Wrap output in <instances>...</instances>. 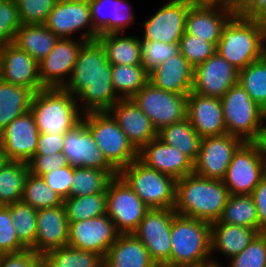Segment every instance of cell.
<instances>
[{"label":"cell","mask_w":266,"mask_h":267,"mask_svg":"<svg viewBox=\"0 0 266 267\" xmlns=\"http://www.w3.org/2000/svg\"><path fill=\"white\" fill-rule=\"evenodd\" d=\"M111 71L102 44L97 39L85 41L63 89L81 103L83 113L109 111L120 100L112 87Z\"/></svg>","instance_id":"6da1fadb"},{"label":"cell","mask_w":266,"mask_h":267,"mask_svg":"<svg viewBox=\"0 0 266 267\" xmlns=\"http://www.w3.org/2000/svg\"><path fill=\"white\" fill-rule=\"evenodd\" d=\"M229 195L223 180L191 173L176 180L174 210L176 214L213 223L222 216Z\"/></svg>","instance_id":"7a4b0ae2"},{"label":"cell","mask_w":266,"mask_h":267,"mask_svg":"<svg viewBox=\"0 0 266 267\" xmlns=\"http://www.w3.org/2000/svg\"><path fill=\"white\" fill-rule=\"evenodd\" d=\"M171 257L163 267H207L222 263L211 255V223L175 214L171 224Z\"/></svg>","instance_id":"3957f363"},{"label":"cell","mask_w":266,"mask_h":267,"mask_svg":"<svg viewBox=\"0 0 266 267\" xmlns=\"http://www.w3.org/2000/svg\"><path fill=\"white\" fill-rule=\"evenodd\" d=\"M216 51L239 71L266 53V35L258 20L234 15L224 26Z\"/></svg>","instance_id":"277c9868"},{"label":"cell","mask_w":266,"mask_h":267,"mask_svg":"<svg viewBox=\"0 0 266 267\" xmlns=\"http://www.w3.org/2000/svg\"><path fill=\"white\" fill-rule=\"evenodd\" d=\"M30 112L39 133L65 135L82 122L76 98L63 88H43L33 96Z\"/></svg>","instance_id":"5b68a950"},{"label":"cell","mask_w":266,"mask_h":267,"mask_svg":"<svg viewBox=\"0 0 266 267\" xmlns=\"http://www.w3.org/2000/svg\"><path fill=\"white\" fill-rule=\"evenodd\" d=\"M82 122L91 131L107 161L118 172L138 159V151L108 111L84 113Z\"/></svg>","instance_id":"8992f818"},{"label":"cell","mask_w":266,"mask_h":267,"mask_svg":"<svg viewBox=\"0 0 266 267\" xmlns=\"http://www.w3.org/2000/svg\"><path fill=\"white\" fill-rule=\"evenodd\" d=\"M118 175L149 208L174 209L176 180L145 166L138 159L122 168Z\"/></svg>","instance_id":"52a82bcc"},{"label":"cell","mask_w":266,"mask_h":267,"mask_svg":"<svg viewBox=\"0 0 266 267\" xmlns=\"http://www.w3.org/2000/svg\"><path fill=\"white\" fill-rule=\"evenodd\" d=\"M221 104L227 133L253 142L266 112L258 106L238 82L222 97Z\"/></svg>","instance_id":"ba28073f"},{"label":"cell","mask_w":266,"mask_h":267,"mask_svg":"<svg viewBox=\"0 0 266 267\" xmlns=\"http://www.w3.org/2000/svg\"><path fill=\"white\" fill-rule=\"evenodd\" d=\"M131 100L149 117L157 131L186 118L187 95L161 90L150 82Z\"/></svg>","instance_id":"9c48e42d"},{"label":"cell","mask_w":266,"mask_h":267,"mask_svg":"<svg viewBox=\"0 0 266 267\" xmlns=\"http://www.w3.org/2000/svg\"><path fill=\"white\" fill-rule=\"evenodd\" d=\"M174 209L149 208L132 233L148 250L150 258L163 267L171 257V224Z\"/></svg>","instance_id":"30bf717a"},{"label":"cell","mask_w":266,"mask_h":267,"mask_svg":"<svg viewBox=\"0 0 266 267\" xmlns=\"http://www.w3.org/2000/svg\"><path fill=\"white\" fill-rule=\"evenodd\" d=\"M106 214L120 234H132L144 218L147 207L141 198L118 175L107 188Z\"/></svg>","instance_id":"8fae6325"},{"label":"cell","mask_w":266,"mask_h":267,"mask_svg":"<svg viewBox=\"0 0 266 267\" xmlns=\"http://www.w3.org/2000/svg\"><path fill=\"white\" fill-rule=\"evenodd\" d=\"M43 25L58 38H72L80 31V40L90 41L98 37L91 21L88 0H57Z\"/></svg>","instance_id":"7c38bea8"},{"label":"cell","mask_w":266,"mask_h":267,"mask_svg":"<svg viewBox=\"0 0 266 267\" xmlns=\"http://www.w3.org/2000/svg\"><path fill=\"white\" fill-rule=\"evenodd\" d=\"M262 178V156L257 146L243 142L233 154L223 183L231 195H251Z\"/></svg>","instance_id":"4fadbf2b"},{"label":"cell","mask_w":266,"mask_h":267,"mask_svg":"<svg viewBox=\"0 0 266 267\" xmlns=\"http://www.w3.org/2000/svg\"><path fill=\"white\" fill-rule=\"evenodd\" d=\"M243 142L241 138L228 133L203 137L194 162V173L201 177L222 180L234 152Z\"/></svg>","instance_id":"5bb4252c"},{"label":"cell","mask_w":266,"mask_h":267,"mask_svg":"<svg viewBox=\"0 0 266 267\" xmlns=\"http://www.w3.org/2000/svg\"><path fill=\"white\" fill-rule=\"evenodd\" d=\"M120 233L107 214L82 221L69 223V246L94 252L103 259Z\"/></svg>","instance_id":"9a60e30c"},{"label":"cell","mask_w":266,"mask_h":267,"mask_svg":"<svg viewBox=\"0 0 266 267\" xmlns=\"http://www.w3.org/2000/svg\"><path fill=\"white\" fill-rule=\"evenodd\" d=\"M187 0H167L147 21L143 22L140 40L179 43L185 32L186 15L191 7Z\"/></svg>","instance_id":"2e32d148"},{"label":"cell","mask_w":266,"mask_h":267,"mask_svg":"<svg viewBox=\"0 0 266 267\" xmlns=\"http://www.w3.org/2000/svg\"><path fill=\"white\" fill-rule=\"evenodd\" d=\"M84 42L74 37L58 39L54 48L38 63L39 80L44 88H63L66 85Z\"/></svg>","instance_id":"e0dca14e"},{"label":"cell","mask_w":266,"mask_h":267,"mask_svg":"<svg viewBox=\"0 0 266 267\" xmlns=\"http://www.w3.org/2000/svg\"><path fill=\"white\" fill-rule=\"evenodd\" d=\"M63 143L62 152L70 166L106 170L113 177L118 176V171L107 161L83 122L64 135Z\"/></svg>","instance_id":"ac0fdd59"},{"label":"cell","mask_w":266,"mask_h":267,"mask_svg":"<svg viewBox=\"0 0 266 267\" xmlns=\"http://www.w3.org/2000/svg\"><path fill=\"white\" fill-rule=\"evenodd\" d=\"M239 71L217 51L194 68L192 91L221 98L238 83Z\"/></svg>","instance_id":"d6986e66"},{"label":"cell","mask_w":266,"mask_h":267,"mask_svg":"<svg viewBox=\"0 0 266 267\" xmlns=\"http://www.w3.org/2000/svg\"><path fill=\"white\" fill-rule=\"evenodd\" d=\"M38 138L39 129L29 111L4 128L0 133V146L8 161L27 163L35 155Z\"/></svg>","instance_id":"ffe728a7"},{"label":"cell","mask_w":266,"mask_h":267,"mask_svg":"<svg viewBox=\"0 0 266 267\" xmlns=\"http://www.w3.org/2000/svg\"><path fill=\"white\" fill-rule=\"evenodd\" d=\"M38 62L15 44L0 46V79L33 90L44 87L39 80Z\"/></svg>","instance_id":"44dd1931"},{"label":"cell","mask_w":266,"mask_h":267,"mask_svg":"<svg viewBox=\"0 0 266 267\" xmlns=\"http://www.w3.org/2000/svg\"><path fill=\"white\" fill-rule=\"evenodd\" d=\"M234 15V8L230 6L191 5L186 15L185 32L217 47L224 26Z\"/></svg>","instance_id":"7402d4cb"},{"label":"cell","mask_w":266,"mask_h":267,"mask_svg":"<svg viewBox=\"0 0 266 267\" xmlns=\"http://www.w3.org/2000/svg\"><path fill=\"white\" fill-rule=\"evenodd\" d=\"M138 160L175 180L194 173V163L176 147L164 143L158 137L138 151Z\"/></svg>","instance_id":"603a6c76"},{"label":"cell","mask_w":266,"mask_h":267,"mask_svg":"<svg viewBox=\"0 0 266 267\" xmlns=\"http://www.w3.org/2000/svg\"><path fill=\"white\" fill-rule=\"evenodd\" d=\"M186 118L201 138L227 133L221 98L191 91L187 95Z\"/></svg>","instance_id":"cb8c5ba5"},{"label":"cell","mask_w":266,"mask_h":267,"mask_svg":"<svg viewBox=\"0 0 266 267\" xmlns=\"http://www.w3.org/2000/svg\"><path fill=\"white\" fill-rule=\"evenodd\" d=\"M108 112L137 151L158 137L152 121L131 99H120Z\"/></svg>","instance_id":"d4e9b609"},{"label":"cell","mask_w":266,"mask_h":267,"mask_svg":"<svg viewBox=\"0 0 266 267\" xmlns=\"http://www.w3.org/2000/svg\"><path fill=\"white\" fill-rule=\"evenodd\" d=\"M37 231L34 252H46L68 244L69 223L64 205L37 210Z\"/></svg>","instance_id":"484cf974"},{"label":"cell","mask_w":266,"mask_h":267,"mask_svg":"<svg viewBox=\"0 0 266 267\" xmlns=\"http://www.w3.org/2000/svg\"><path fill=\"white\" fill-rule=\"evenodd\" d=\"M88 2L91 21L98 36L123 33L129 26L136 24L133 5L129 0H88Z\"/></svg>","instance_id":"4316f807"},{"label":"cell","mask_w":266,"mask_h":267,"mask_svg":"<svg viewBox=\"0 0 266 267\" xmlns=\"http://www.w3.org/2000/svg\"><path fill=\"white\" fill-rule=\"evenodd\" d=\"M194 67L181 54L158 65L148 76L153 86L178 95H188L192 91Z\"/></svg>","instance_id":"83f0119b"},{"label":"cell","mask_w":266,"mask_h":267,"mask_svg":"<svg viewBox=\"0 0 266 267\" xmlns=\"http://www.w3.org/2000/svg\"><path fill=\"white\" fill-rule=\"evenodd\" d=\"M103 267H158L133 234H120L103 259Z\"/></svg>","instance_id":"f1b7e54d"},{"label":"cell","mask_w":266,"mask_h":267,"mask_svg":"<svg viewBox=\"0 0 266 267\" xmlns=\"http://www.w3.org/2000/svg\"><path fill=\"white\" fill-rule=\"evenodd\" d=\"M259 232L250 227L211 223V255L217 251L227 259L241 253Z\"/></svg>","instance_id":"f546056e"},{"label":"cell","mask_w":266,"mask_h":267,"mask_svg":"<svg viewBox=\"0 0 266 267\" xmlns=\"http://www.w3.org/2000/svg\"><path fill=\"white\" fill-rule=\"evenodd\" d=\"M110 33L96 39L102 44L106 59L112 65H142L140 36Z\"/></svg>","instance_id":"4dcf8cb0"},{"label":"cell","mask_w":266,"mask_h":267,"mask_svg":"<svg viewBox=\"0 0 266 267\" xmlns=\"http://www.w3.org/2000/svg\"><path fill=\"white\" fill-rule=\"evenodd\" d=\"M58 39L43 24H22L15 33L13 44L39 63L54 48Z\"/></svg>","instance_id":"1f68e13d"},{"label":"cell","mask_w":266,"mask_h":267,"mask_svg":"<svg viewBox=\"0 0 266 267\" xmlns=\"http://www.w3.org/2000/svg\"><path fill=\"white\" fill-rule=\"evenodd\" d=\"M35 92L0 79V133L14 119L30 111Z\"/></svg>","instance_id":"d6a6232c"},{"label":"cell","mask_w":266,"mask_h":267,"mask_svg":"<svg viewBox=\"0 0 266 267\" xmlns=\"http://www.w3.org/2000/svg\"><path fill=\"white\" fill-rule=\"evenodd\" d=\"M158 138L164 143L176 147L193 163L196 161L202 138L187 118L162 128L158 131Z\"/></svg>","instance_id":"836d02e7"},{"label":"cell","mask_w":266,"mask_h":267,"mask_svg":"<svg viewBox=\"0 0 266 267\" xmlns=\"http://www.w3.org/2000/svg\"><path fill=\"white\" fill-rule=\"evenodd\" d=\"M28 174V164L22 161H7L0 168V205L21 201Z\"/></svg>","instance_id":"e575fe53"},{"label":"cell","mask_w":266,"mask_h":267,"mask_svg":"<svg viewBox=\"0 0 266 267\" xmlns=\"http://www.w3.org/2000/svg\"><path fill=\"white\" fill-rule=\"evenodd\" d=\"M213 223L234 224L259 232L258 211L251 195H229L222 216Z\"/></svg>","instance_id":"d590c367"},{"label":"cell","mask_w":266,"mask_h":267,"mask_svg":"<svg viewBox=\"0 0 266 267\" xmlns=\"http://www.w3.org/2000/svg\"><path fill=\"white\" fill-rule=\"evenodd\" d=\"M43 267H103V258L94 252L66 245L46 252Z\"/></svg>","instance_id":"8d00e7d4"},{"label":"cell","mask_w":266,"mask_h":267,"mask_svg":"<svg viewBox=\"0 0 266 267\" xmlns=\"http://www.w3.org/2000/svg\"><path fill=\"white\" fill-rule=\"evenodd\" d=\"M112 87L120 99H131L148 83L149 73L142 65H112Z\"/></svg>","instance_id":"74e56055"},{"label":"cell","mask_w":266,"mask_h":267,"mask_svg":"<svg viewBox=\"0 0 266 267\" xmlns=\"http://www.w3.org/2000/svg\"><path fill=\"white\" fill-rule=\"evenodd\" d=\"M68 223L92 219L106 214V192L88 196H70L64 199Z\"/></svg>","instance_id":"f35d334b"},{"label":"cell","mask_w":266,"mask_h":267,"mask_svg":"<svg viewBox=\"0 0 266 267\" xmlns=\"http://www.w3.org/2000/svg\"><path fill=\"white\" fill-rule=\"evenodd\" d=\"M113 178L106 170L73 167L70 196H88L106 192Z\"/></svg>","instance_id":"ab89813d"},{"label":"cell","mask_w":266,"mask_h":267,"mask_svg":"<svg viewBox=\"0 0 266 267\" xmlns=\"http://www.w3.org/2000/svg\"><path fill=\"white\" fill-rule=\"evenodd\" d=\"M238 82L254 102L266 112V53L239 70Z\"/></svg>","instance_id":"60d3db41"},{"label":"cell","mask_w":266,"mask_h":267,"mask_svg":"<svg viewBox=\"0 0 266 267\" xmlns=\"http://www.w3.org/2000/svg\"><path fill=\"white\" fill-rule=\"evenodd\" d=\"M21 201L38 210L63 205L64 199L53 191L42 177L29 173L25 180Z\"/></svg>","instance_id":"b9f144b4"},{"label":"cell","mask_w":266,"mask_h":267,"mask_svg":"<svg viewBox=\"0 0 266 267\" xmlns=\"http://www.w3.org/2000/svg\"><path fill=\"white\" fill-rule=\"evenodd\" d=\"M10 215L19 242L26 249L34 250L37 231V209L22 201H17L10 204Z\"/></svg>","instance_id":"7bdbcfd3"},{"label":"cell","mask_w":266,"mask_h":267,"mask_svg":"<svg viewBox=\"0 0 266 267\" xmlns=\"http://www.w3.org/2000/svg\"><path fill=\"white\" fill-rule=\"evenodd\" d=\"M180 53L179 43L141 40L142 66L150 73L158 65Z\"/></svg>","instance_id":"ee69618b"},{"label":"cell","mask_w":266,"mask_h":267,"mask_svg":"<svg viewBox=\"0 0 266 267\" xmlns=\"http://www.w3.org/2000/svg\"><path fill=\"white\" fill-rule=\"evenodd\" d=\"M229 262L226 267H266V233H258L251 243L241 253L231 257Z\"/></svg>","instance_id":"f6af8a7d"},{"label":"cell","mask_w":266,"mask_h":267,"mask_svg":"<svg viewBox=\"0 0 266 267\" xmlns=\"http://www.w3.org/2000/svg\"><path fill=\"white\" fill-rule=\"evenodd\" d=\"M180 53L195 68L202 64L216 52V46L211 42L194 37L184 32L179 41Z\"/></svg>","instance_id":"bcb514c9"},{"label":"cell","mask_w":266,"mask_h":267,"mask_svg":"<svg viewBox=\"0 0 266 267\" xmlns=\"http://www.w3.org/2000/svg\"><path fill=\"white\" fill-rule=\"evenodd\" d=\"M57 0H15L22 24H43Z\"/></svg>","instance_id":"7dc6e473"},{"label":"cell","mask_w":266,"mask_h":267,"mask_svg":"<svg viewBox=\"0 0 266 267\" xmlns=\"http://www.w3.org/2000/svg\"><path fill=\"white\" fill-rule=\"evenodd\" d=\"M21 25L15 0H0V46L13 43Z\"/></svg>","instance_id":"c3c4849f"},{"label":"cell","mask_w":266,"mask_h":267,"mask_svg":"<svg viewBox=\"0 0 266 267\" xmlns=\"http://www.w3.org/2000/svg\"><path fill=\"white\" fill-rule=\"evenodd\" d=\"M26 248L17 239L10 215V204L0 205V255L18 253Z\"/></svg>","instance_id":"681fc988"},{"label":"cell","mask_w":266,"mask_h":267,"mask_svg":"<svg viewBox=\"0 0 266 267\" xmlns=\"http://www.w3.org/2000/svg\"><path fill=\"white\" fill-rule=\"evenodd\" d=\"M29 173L41 177L43 174L68 166L63 152L56 154H35L28 162Z\"/></svg>","instance_id":"f907efd6"},{"label":"cell","mask_w":266,"mask_h":267,"mask_svg":"<svg viewBox=\"0 0 266 267\" xmlns=\"http://www.w3.org/2000/svg\"><path fill=\"white\" fill-rule=\"evenodd\" d=\"M73 166H66L43 174L41 177L63 199L70 197Z\"/></svg>","instance_id":"816d5d0a"},{"label":"cell","mask_w":266,"mask_h":267,"mask_svg":"<svg viewBox=\"0 0 266 267\" xmlns=\"http://www.w3.org/2000/svg\"><path fill=\"white\" fill-rule=\"evenodd\" d=\"M0 267H43V255L31 249L18 253L1 254Z\"/></svg>","instance_id":"f5cc1de1"},{"label":"cell","mask_w":266,"mask_h":267,"mask_svg":"<svg viewBox=\"0 0 266 267\" xmlns=\"http://www.w3.org/2000/svg\"><path fill=\"white\" fill-rule=\"evenodd\" d=\"M64 135L39 133L35 154H56L63 151Z\"/></svg>","instance_id":"db71d44e"},{"label":"cell","mask_w":266,"mask_h":267,"mask_svg":"<svg viewBox=\"0 0 266 267\" xmlns=\"http://www.w3.org/2000/svg\"><path fill=\"white\" fill-rule=\"evenodd\" d=\"M234 12L238 17L258 20L266 12V0H242Z\"/></svg>","instance_id":"11a10c76"},{"label":"cell","mask_w":266,"mask_h":267,"mask_svg":"<svg viewBox=\"0 0 266 267\" xmlns=\"http://www.w3.org/2000/svg\"><path fill=\"white\" fill-rule=\"evenodd\" d=\"M251 197L258 211L259 233H266V180L262 178Z\"/></svg>","instance_id":"9f6ffc18"},{"label":"cell","mask_w":266,"mask_h":267,"mask_svg":"<svg viewBox=\"0 0 266 267\" xmlns=\"http://www.w3.org/2000/svg\"><path fill=\"white\" fill-rule=\"evenodd\" d=\"M266 116L264 117L261 126L259 128L258 135L253 141L258 148V151L262 157H266Z\"/></svg>","instance_id":"6f0895ef"},{"label":"cell","mask_w":266,"mask_h":267,"mask_svg":"<svg viewBox=\"0 0 266 267\" xmlns=\"http://www.w3.org/2000/svg\"><path fill=\"white\" fill-rule=\"evenodd\" d=\"M192 5H217L220 6V0H187Z\"/></svg>","instance_id":"680465c9"},{"label":"cell","mask_w":266,"mask_h":267,"mask_svg":"<svg viewBox=\"0 0 266 267\" xmlns=\"http://www.w3.org/2000/svg\"><path fill=\"white\" fill-rule=\"evenodd\" d=\"M220 6L236 7V0H220Z\"/></svg>","instance_id":"91938a15"},{"label":"cell","mask_w":266,"mask_h":267,"mask_svg":"<svg viewBox=\"0 0 266 267\" xmlns=\"http://www.w3.org/2000/svg\"><path fill=\"white\" fill-rule=\"evenodd\" d=\"M259 24L264 30V33L266 35V12L258 19Z\"/></svg>","instance_id":"94428289"},{"label":"cell","mask_w":266,"mask_h":267,"mask_svg":"<svg viewBox=\"0 0 266 267\" xmlns=\"http://www.w3.org/2000/svg\"><path fill=\"white\" fill-rule=\"evenodd\" d=\"M8 161L5 153L2 150V147L0 146V168Z\"/></svg>","instance_id":"6125c7cd"},{"label":"cell","mask_w":266,"mask_h":267,"mask_svg":"<svg viewBox=\"0 0 266 267\" xmlns=\"http://www.w3.org/2000/svg\"><path fill=\"white\" fill-rule=\"evenodd\" d=\"M262 175L266 180V157H262Z\"/></svg>","instance_id":"be15d7a7"},{"label":"cell","mask_w":266,"mask_h":267,"mask_svg":"<svg viewBox=\"0 0 266 267\" xmlns=\"http://www.w3.org/2000/svg\"><path fill=\"white\" fill-rule=\"evenodd\" d=\"M242 0H236V6L241 2Z\"/></svg>","instance_id":"e7e4bbea"}]
</instances>
